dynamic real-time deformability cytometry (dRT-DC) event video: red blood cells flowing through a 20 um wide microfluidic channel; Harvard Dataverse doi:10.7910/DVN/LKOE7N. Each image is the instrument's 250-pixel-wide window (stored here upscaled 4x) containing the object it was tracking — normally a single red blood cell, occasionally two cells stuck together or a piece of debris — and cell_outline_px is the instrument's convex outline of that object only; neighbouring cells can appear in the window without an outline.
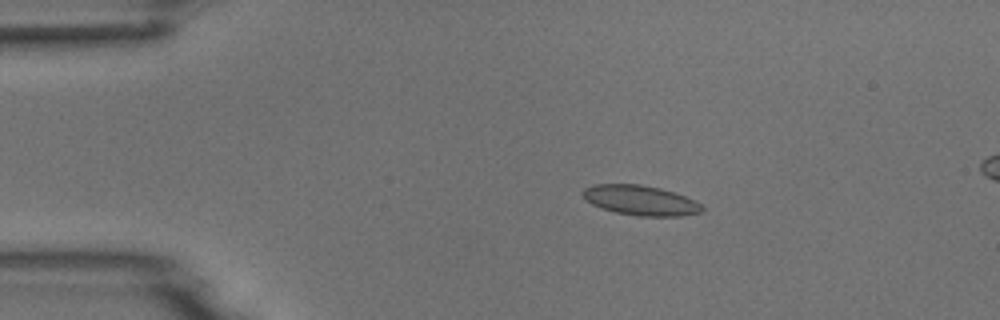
{"species": "common noctule bat (a hibernating species)", "species_latin": "Nyctalus noctula", "temperature_condition": "room temperature", "stored_images_in_passage": 6, "camera_frame_rate_fps": 3000, "um_per_image_px": 0.085, "animal": {"sex": "male", "body_mass_g": 18.8}, "frame": {"image": 1, "passage_image": 3, "time_ms": 3.0, "image_size_px": [1000, 320], "cell_outline_px": [[704, 208], [700, 212], [680, 216], [640, 216], [616, 212], [592, 204], [584, 200], [580, 196], [584, 188], [592, 184], [640, 184], [660, 188], [676, 192], [700, 204]], "centroid_in_image_um": [54.39, 17.01], "position_along_channel_um": 30.6, "area_um2": 20.75}}
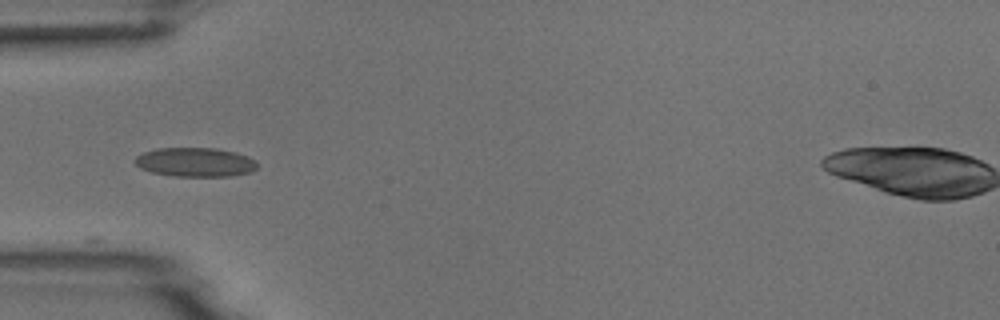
{"frame": {"image": 2, "passage_image": 5, "time_ms": 5.333, "image_size_px": [1000, 320], "cell_outline_px": [[256, 168], [252, 172], [232, 176], [172, 176], [152, 172], [140, 168], [132, 160], [136, 156], [144, 152], [156, 148], [216, 148], [236, 152], [248, 156], [256, 160]], "centroid_in_image_um": [16.59, 13.78], "position_along_channel_um": 68.4, "area_um2": 20.92}}